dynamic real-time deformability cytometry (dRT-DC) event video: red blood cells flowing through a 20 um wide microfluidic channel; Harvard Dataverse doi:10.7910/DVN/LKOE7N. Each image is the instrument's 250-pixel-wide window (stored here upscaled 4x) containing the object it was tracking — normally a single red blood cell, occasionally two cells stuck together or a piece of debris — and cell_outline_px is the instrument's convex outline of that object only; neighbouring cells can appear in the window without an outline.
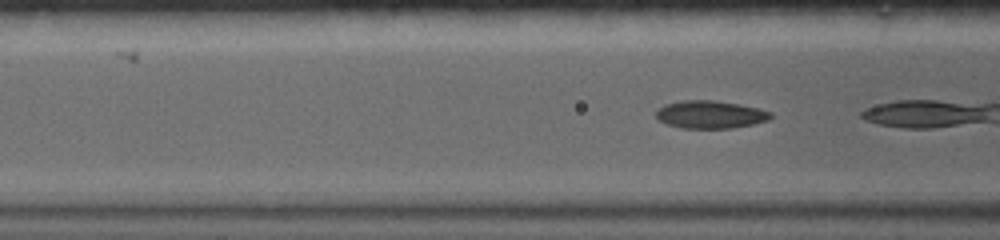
{"species": "common noctule bat (a hibernating species)", "species_latin": "Nyctalus noctula", "temperature_condition": "warm", "stored_images_in_passage": 16, "camera_frame_rate_fps": 5000, "um_per_image_px": 0.085, "animal": {"sex": "female", "body_mass_g": 19.0, "forearm_length_mm": 56.7}, "frame": {"image": 1, "passage_image": 7, "time_ms": 1.2, "image_size_px": [1000, 240], "cell_outline_px": [[772, 116], [768, 120], [752, 124], [732, 128], [680, 128], [668, 124], [660, 120], [656, 116], [656, 112], [664, 104], [684, 100], [716, 100], [740, 104], [772, 112]], "centroid_in_image_um": [60.38, 9.73], "position_along_channel_um": 106.2, "area_um2": 18.44}}
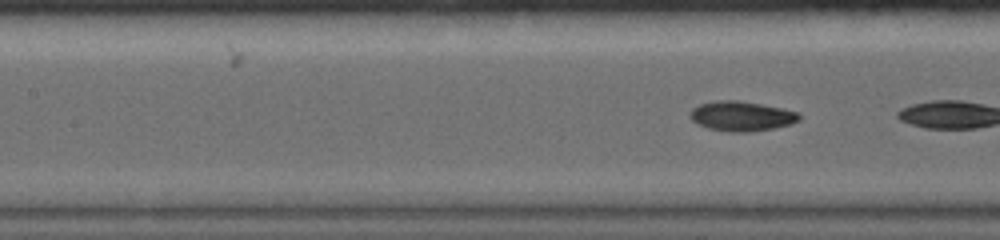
{"frame": {"image": 2, "passage_image": 12, "time_ms": 2.2, "image_size_px": [1000, 240], "cell_outline_px": [[800, 120], [792, 124], [772, 128], [748, 132], [728, 132], [708, 128], [696, 124], [688, 116], [692, 108], [700, 104], [716, 100], [740, 100], [800, 112]], "centroid_in_image_um": [63.0, 9.87], "position_along_channel_um": 144.4, "area_um2": 19.07}}